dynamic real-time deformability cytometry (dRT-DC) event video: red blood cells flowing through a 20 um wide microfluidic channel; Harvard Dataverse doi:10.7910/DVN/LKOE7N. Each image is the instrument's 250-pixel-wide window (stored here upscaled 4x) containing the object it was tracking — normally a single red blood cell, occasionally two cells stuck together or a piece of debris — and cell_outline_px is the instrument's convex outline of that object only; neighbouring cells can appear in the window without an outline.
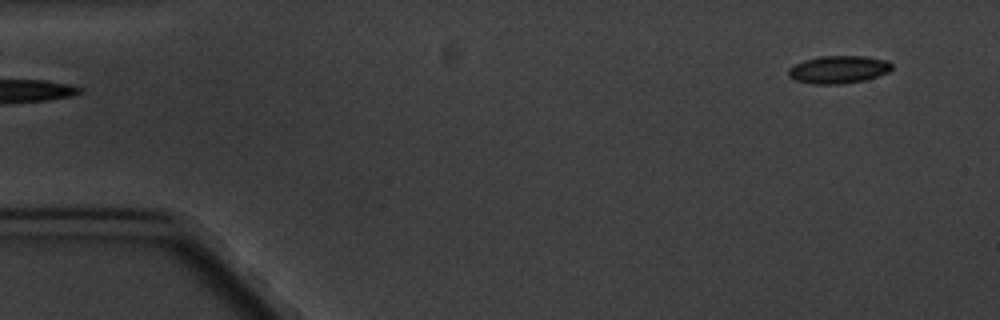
{"species": "common noctule bat (a hibernating species)", "species_latin": "Nyctalus noctula", "temperature_condition": "cold", "stored_images_in_passage": 4, "segment_of_instrument_passage": [2, 2], "camera_frame_rate_fps": 3000, "um_per_image_px": 0.085, "animal": {"sex": "male", "body_mass_g": 20.1, "forearm_length_mm": 53.5}, "frame": {"image": 1, "passage_image": 4, "time_ms": 3.333, "image_size_px": [1000, 320], "cell_outline_px": [[892, 68], [888, 72], [864, 80], [840, 84], [812, 84], [796, 80], [788, 76], [788, 68], [804, 60], [820, 56], [864, 56], [888, 60], [892, 64]], "centroid_in_image_um": [71.27, 5.9], "position_along_channel_um": 13.7, "area_um2": 16.65}}